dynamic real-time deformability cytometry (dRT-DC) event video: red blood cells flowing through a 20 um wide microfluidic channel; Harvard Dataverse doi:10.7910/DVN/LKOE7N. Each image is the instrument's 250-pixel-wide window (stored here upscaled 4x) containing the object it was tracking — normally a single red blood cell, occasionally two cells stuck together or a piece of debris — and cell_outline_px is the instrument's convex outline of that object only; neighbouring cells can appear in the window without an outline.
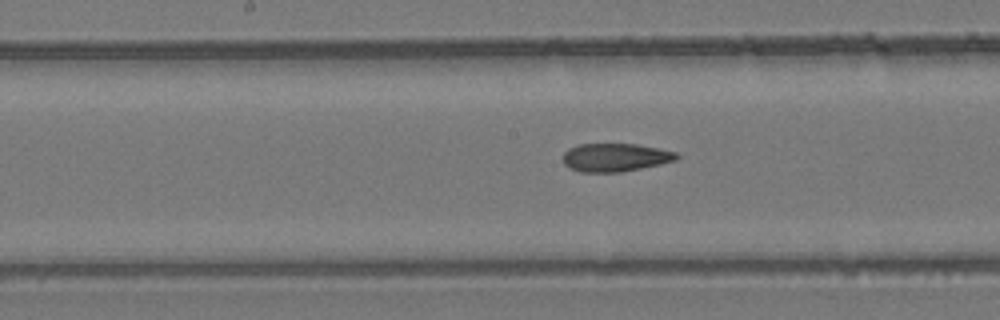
{"species": "common noctule bat (a hibernating species)", "species_latin": "Nyctalus noctula", "temperature_condition": "room temperature", "stored_images_in_passage": 24, "camera_frame_rate_fps": 3000, "um_per_image_px": 0.085, "animal": {"sex": "female", "body_mass_g": 24.6, "forearm_length_mm": 56.2}, "frame": {"image": 1, "passage_image": 11, "time_ms": 3.333, "image_size_px": [1000, 320], "cell_outline_px": [[680, 156], [676, 160], [660, 164], [620, 172], [580, 172], [568, 168], [564, 164], [564, 152], [568, 148], [580, 144], [636, 144], [676, 152]], "centroid_in_image_um": [52.27, 13.38], "position_along_channel_um": 195.9, "area_um2": 18.61}}
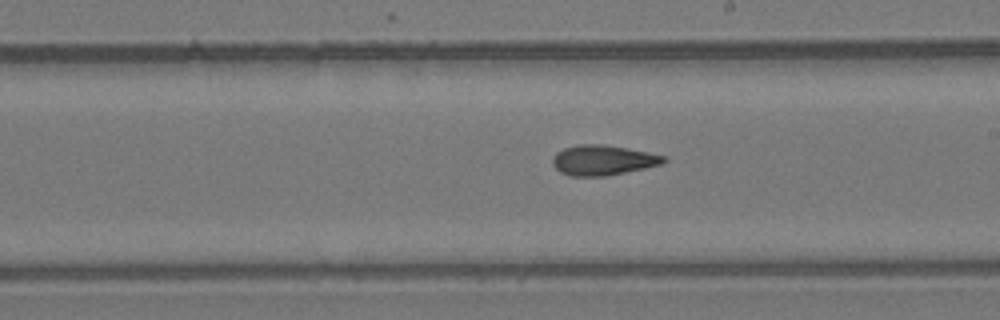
{"frame": {"image": 2, "passage_image": 14, "time_ms": 4.333, "image_size_px": [1000, 320], "cell_outline_px": [[668, 160], [664, 164], [604, 176], [568, 176], [560, 172], [552, 164], [552, 156], [556, 152], [564, 148], [580, 144], [604, 144], [628, 148], [668, 156]], "centroid_in_image_um": [51.26, 13.6], "position_along_channel_um": 237.7, "area_um2": 19.71}}
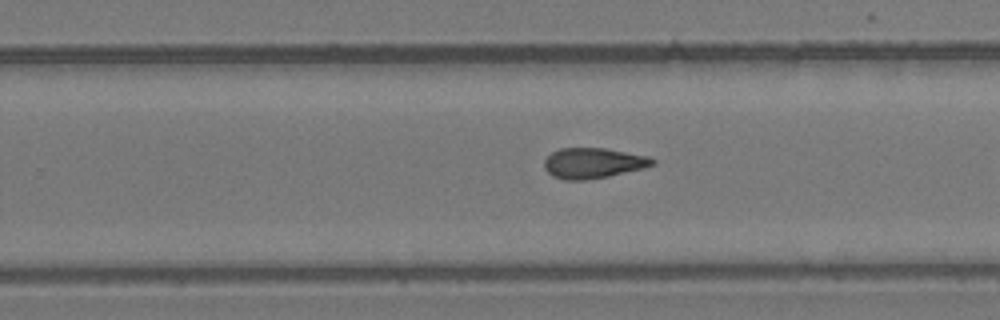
{"frame": {"image": 3, "passage_image": 17, "time_ms": 5.333, "image_size_px": [1000, 320], "cell_outline_px": [[656, 164], [644, 168], [608, 176], [588, 180], [564, 180], [552, 176], [544, 168], [544, 160], [552, 152], [560, 148], [604, 148], [648, 156], [656, 160]], "centroid_in_image_um": [50.41, 13.87], "position_along_channel_um": 279.4, "area_um2": 19.25}}